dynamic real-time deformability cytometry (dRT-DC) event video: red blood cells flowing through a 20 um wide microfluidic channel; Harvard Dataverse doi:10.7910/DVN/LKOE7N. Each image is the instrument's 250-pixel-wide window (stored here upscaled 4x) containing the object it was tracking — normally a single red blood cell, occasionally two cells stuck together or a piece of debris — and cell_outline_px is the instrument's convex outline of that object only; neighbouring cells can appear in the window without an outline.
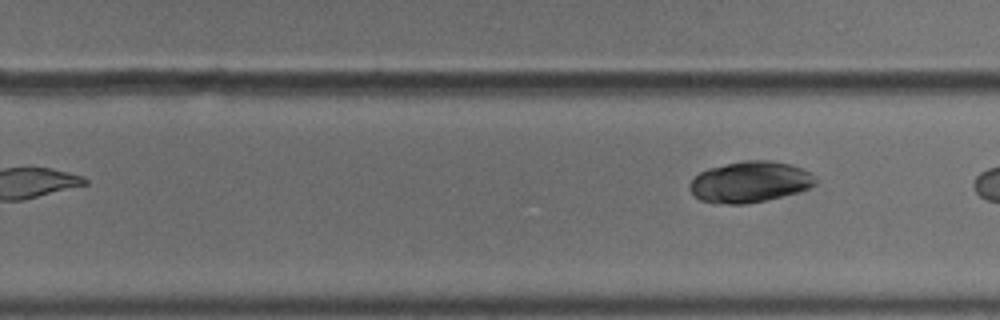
{"species": "common noctule bat (a hibernating species)", "species_latin": "Nyctalus noctula", "temperature_condition": "cold", "stored_images_in_passage": 8, "camera_frame_rate_fps": 3000, "um_per_image_px": 0.085, "animal": {"sex": "male", "body_mass_g": 18.8}, "frame": {"image": 1, "passage_image": 8, "time_ms": 2.333, "image_size_px": [1000, 320], "cell_outline_px": [[816, 184], [808, 188], [796, 192], [768, 200], [748, 204], [728, 204], [700, 200], [688, 188], [688, 184], [700, 172], [708, 168], [744, 160], [768, 160], [792, 164], [816, 176]], "centroid_in_image_um": [63.74, 15.46], "position_along_channel_um": 266.1, "area_um2": 30.0}}